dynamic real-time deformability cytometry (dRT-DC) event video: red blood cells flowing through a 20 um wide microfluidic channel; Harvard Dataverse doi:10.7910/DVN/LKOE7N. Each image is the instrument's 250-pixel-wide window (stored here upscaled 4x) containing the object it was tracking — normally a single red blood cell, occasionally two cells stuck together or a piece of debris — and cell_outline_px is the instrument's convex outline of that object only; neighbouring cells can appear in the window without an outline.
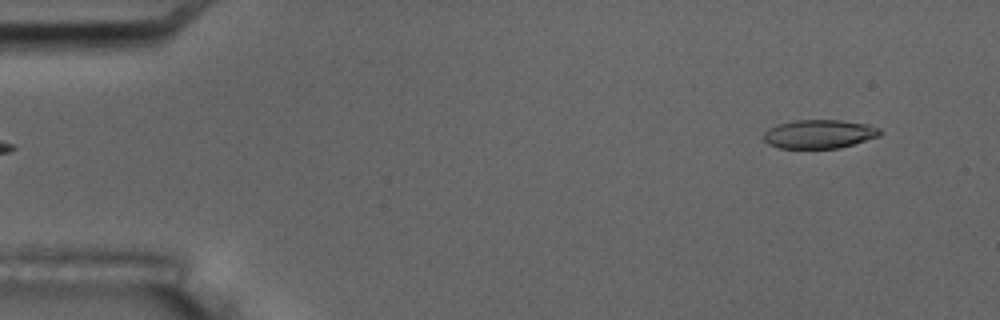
{"species": "common noctule bat (a hibernating species)", "species_latin": "Nyctalus noctula", "temperature_condition": "room temperature", "stored_images_in_passage": 6, "segment_of_instrument_passage": [2, 2], "camera_frame_rate_fps": 3000, "um_per_image_px": 0.085, "animal": {"sex": "male", "body_mass_g": 17.5, "forearm_length_mm": 52.3}, "frame": {"image": 1, "passage_image": 6, "time_ms": 6.0, "image_size_px": [1000, 320], "cell_outline_px": [[880, 136], [840, 148], [780, 148], [768, 144], [764, 140], [764, 132], [768, 128], [776, 124], [792, 120], [840, 120], [868, 124], [880, 128]], "centroid_in_image_um": [69.62, 11.38], "position_along_channel_um": 15.4, "area_um2": 19.59}}